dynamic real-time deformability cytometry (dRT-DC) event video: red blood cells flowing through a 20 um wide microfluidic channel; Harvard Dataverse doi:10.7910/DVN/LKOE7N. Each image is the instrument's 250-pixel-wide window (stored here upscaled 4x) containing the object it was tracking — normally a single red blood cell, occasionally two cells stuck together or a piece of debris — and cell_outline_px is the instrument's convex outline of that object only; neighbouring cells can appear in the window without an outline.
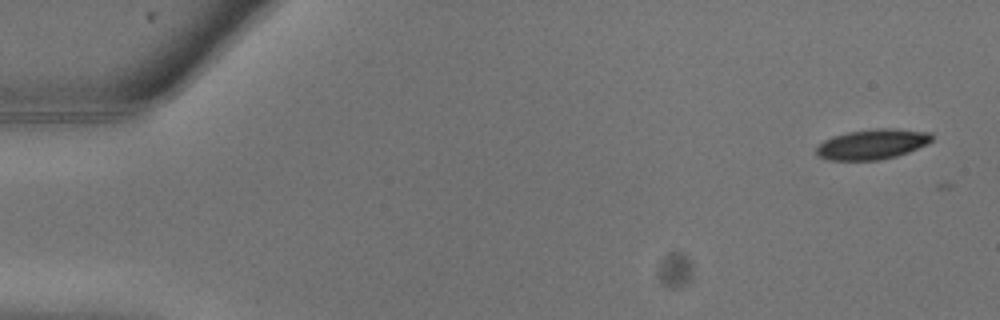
{"species": "common noctule bat (a hibernating species)", "species_latin": "Nyctalus noctula", "temperature_condition": "warm", "stored_images_in_passage": 3, "camera_frame_rate_fps": 3000, "um_per_image_px": 0.085, "animal": {"sex": "male", "body_mass_g": 13.3}, "frame": {"image": 1, "passage_image": 1, "time_ms": 0.0, "image_size_px": [1000, 320], "cell_outline_px": [[932, 140], [928, 144], [908, 152], [896, 156], [880, 160], [828, 160], [820, 156], [816, 152], [816, 148], [824, 140], [832, 136], [848, 132], [876, 128], [892, 128], [932, 132]], "centroid_in_image_um": [74.17, 12.25], "position_along_channel_um": 10.8, "area_um2": 20.35}}